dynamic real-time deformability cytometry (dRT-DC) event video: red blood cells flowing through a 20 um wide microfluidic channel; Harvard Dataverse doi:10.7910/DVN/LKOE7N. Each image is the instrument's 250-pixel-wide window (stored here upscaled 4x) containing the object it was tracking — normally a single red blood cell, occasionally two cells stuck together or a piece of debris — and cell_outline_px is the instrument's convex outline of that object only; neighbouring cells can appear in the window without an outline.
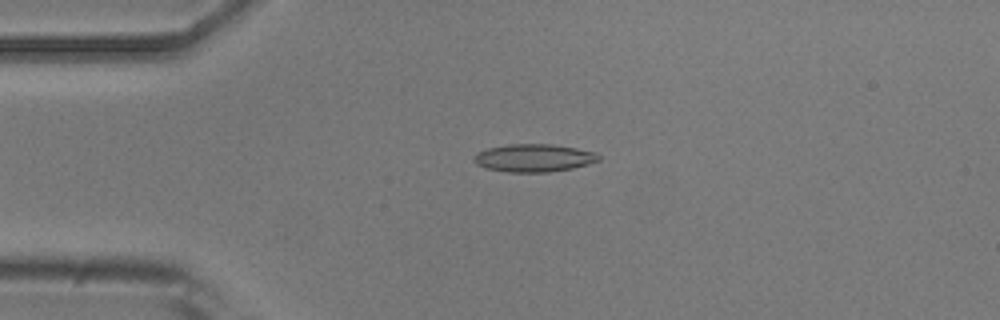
{"species": "common noctule bat (a hibernating species)", "species_latin": "Nyctalus noctula", "temperature_condition": "room temperature", "stored_images_in_passage": 8, "camera_frame_rate_fps": 3000, "um_per_image_px": 0.085, "animal": {"sex": "male", "body_mass_g": 20.5, "forearm_length_mm": 52.5}, "frame": {"image": 1, "passage_image": 4, "time_ms": 3.333, "image_size_px": [1000, 320], "cell_outline_px": [[600, 160], [588, 164], [572, 168], [548, 172], [508, 172], [488, 168], [476, 164], [472, 160], [476, 152], [488, 148], [508, 144], [552, 144], [576, 148], [596, 152], [600, 156]], "centroid_in_image_um": [45.37, 13.42], "position_along_channel_um": 39.6, "area_um2": 20.23}}
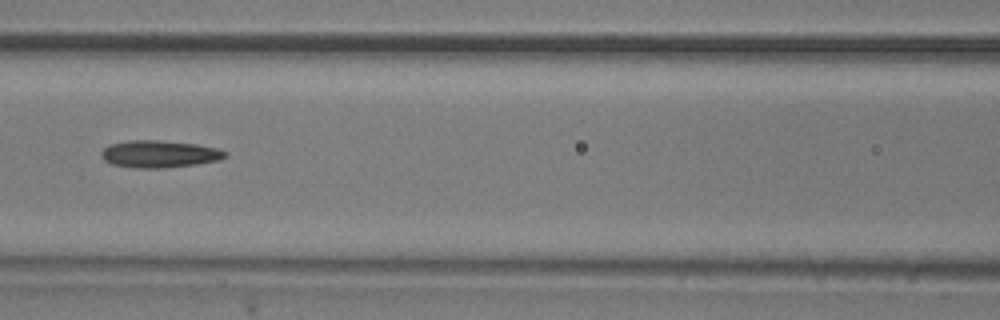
{"frame": {"image": 2, "passage_image": 7, "time_ms": 7.0, "image_size_px": [1000, 320], "cell_outline_px": [[228, 156], [220, 160], [196, 164], [164, 168], [132, 168], [112, 164], [104, 160], [100, 156], [100, 152], [108, 144], [128, 140], [156, 140], [196, 144], [216, 148], [228, 152]], "centroid_in_image_um": [13.52, 13.09], "position_along_channel_um": 153.1, "area_um2": 19.83}}
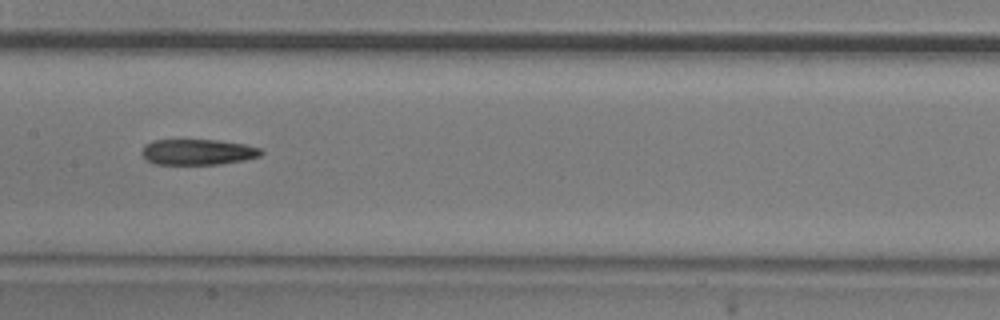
{"frame": {"image": 3, "passage_image": 8, "time_ms": 8.0, "image_size_px": [1000, 320], "cell_outline_px": [[264, 152], [260, 156], [244, 160], [220, 164], [156, 164], [148, 160], [140, 152], [144, 144], [152, 140], [216, 140], [244, 144], [260, 148]], "centroid_in_image_um": [16.8, 12.91], "position_along_channel_um": 190.6, "area_um2": 17.86}}